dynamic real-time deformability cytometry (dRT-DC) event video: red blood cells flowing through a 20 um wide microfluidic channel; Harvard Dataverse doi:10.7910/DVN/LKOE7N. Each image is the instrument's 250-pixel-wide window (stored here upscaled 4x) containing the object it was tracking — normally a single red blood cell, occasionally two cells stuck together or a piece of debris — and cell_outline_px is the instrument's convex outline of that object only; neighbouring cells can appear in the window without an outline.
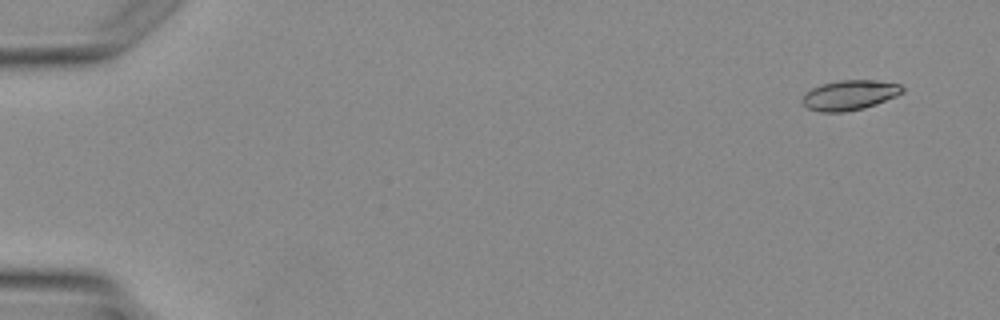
{"species": "Egyptian fruit bat (a non-hibernating species)", "species_latin": "Rousettus aegyptiacus", "temperature_condition": "warm", "stored_images_in_passage": 3, "camera_frame_rate_fps": 3000, "um_per_image_px": 0.085, "animal": {"sex": "female"}, "frame": {"image": 1, "passage_image": 1, "time_ms": 0.0, "image_size_px": [1000, 320], "cell_outline_px": [[904, 92], [896, 96], [876, 104], [864, 108], [844, 112], [820, 112], [808, 108], [800, 100], [804, 92], [820, 84], [840, 80], [876, 80], [900, 84], [904, 88]], "centroid_in_image_um": [72.2, 8.08], "position_along_channel_um": 12.8, "area_um2": 17.63}}